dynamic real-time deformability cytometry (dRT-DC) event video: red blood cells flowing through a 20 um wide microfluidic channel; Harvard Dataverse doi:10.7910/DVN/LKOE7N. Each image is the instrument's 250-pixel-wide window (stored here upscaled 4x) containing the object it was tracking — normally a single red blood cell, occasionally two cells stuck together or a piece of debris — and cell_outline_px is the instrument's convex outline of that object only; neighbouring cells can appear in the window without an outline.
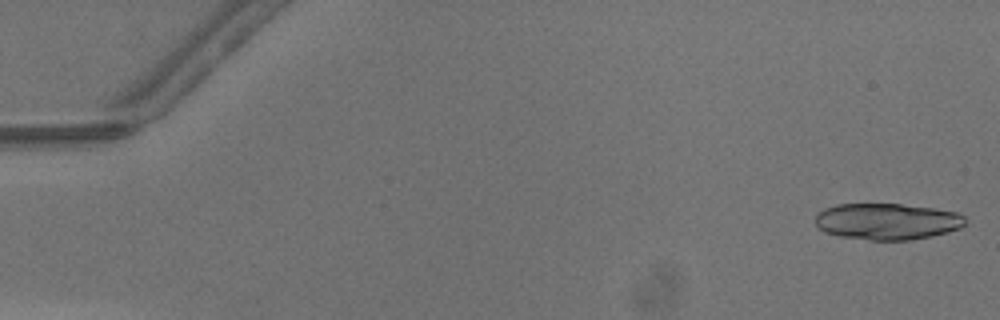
{"species": "common noctule bat (a hibernating species)", "species_latin": "Nyctalus noctula", "temperature_condition": "warm", "stored_images_in_passage": 17, "camera_frame_rate_fps": 3000, "um_per_image_px": 0.085, "animal": {"sex": "male", "body_mass_g": 13.3}, "frame": {"image": 1, "passage_image": 1, "time_ms": 0.0, "image_size_px": [1000, 320], "cell_outline_px": [[968, 224], [960, 228], [948, 232], [932, 236], [912, 240], [868, 240], [840, 236], [824, 232], [816, 224], [816, 216], [824, 208], [836, 204], [900, 204], [932, 208], [960, 212], [964, 216]], "centroid_in_image_um": [75.46, 18.82], "position_along_channel_um": 9.5, "area_um2": 32.02}}